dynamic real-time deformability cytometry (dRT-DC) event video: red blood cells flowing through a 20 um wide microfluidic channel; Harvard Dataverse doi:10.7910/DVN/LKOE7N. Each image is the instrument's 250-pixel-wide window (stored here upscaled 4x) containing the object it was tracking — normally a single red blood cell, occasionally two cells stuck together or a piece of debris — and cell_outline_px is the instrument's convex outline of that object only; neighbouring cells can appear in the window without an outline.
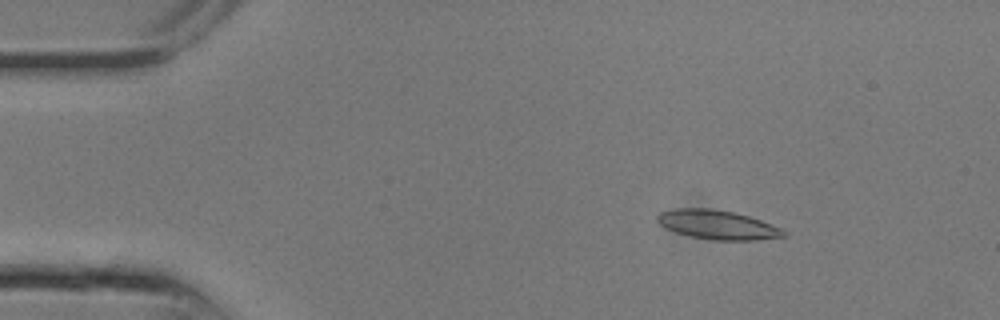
{"species": "common noctule bat (a hibernating species)", "species_latin": "Nyctalus noctula", "temperature_condition": "room temperature", "stored_images_in_passage": 17, "camera_frame_rate_fps": 3000, "um_per_image_px": 0.085, "animal": {"sex": "male", "body_mass_g": 13.3}, "frame": {"image": 1, "passage_image": 4, "time_ms": 1.0, "image_size_px": [1000, 320], "cell_outline_px": [[788, 236], [756, 240], [712, 240], [692, 236], [676, 232], [660, 224], [656, 220], [656, 216], [660, 212], [676, 208], [708, 208], [732, 212], [748, 216], [784, 228], [788, 232]], "centroid_in_image_um": [61.04, 19.11], "position_along_channel_um": 24.0, "area_um2": 21.44}}
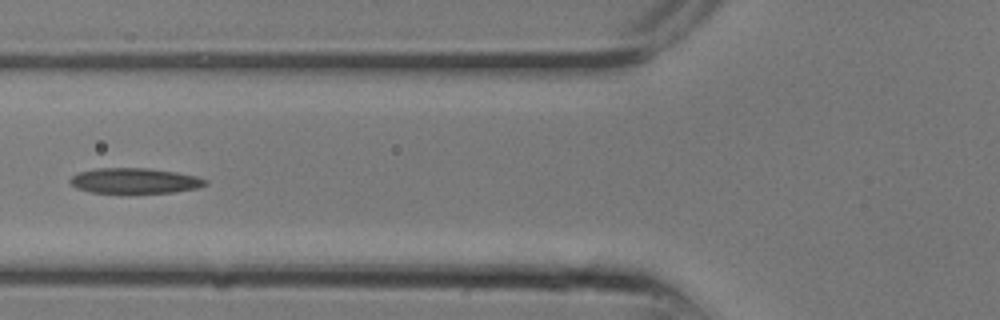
{"frame": {"image": 2, "passage_image": 10, "time_ms": 3.0, "image_size_px": [1000, 320], "cell_outline_px": [[208, 184], [196, 188], [176, 192], [128, 196], [92, 192], [76, 188], [68, 180], [72, 176], [80, 172], [96, 168], [148, 168], [176, 172], [196, 176], [208, 180]], "centroid_in_image_um": [11.45, 15.41], "position_along_channel_um": 114.3, "area_um2": 20.98}}
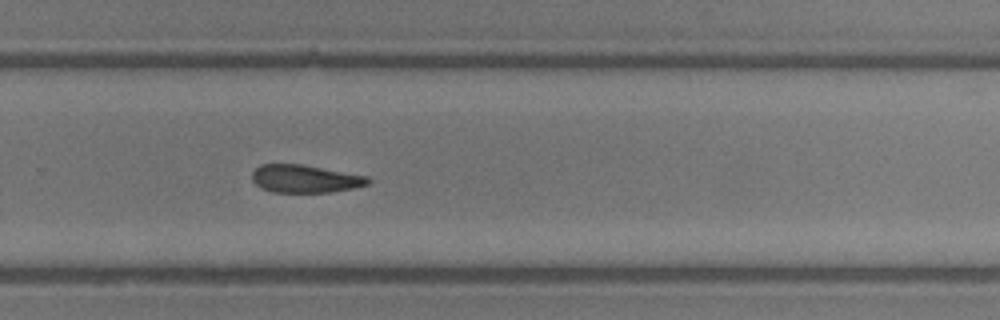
{"frame": {"image": 3, "passage_image": 17, "time_ms": 5.333, "image_size_px": [1000, 320], "cell_outline_px": [[372, 180], [368, 184], [352, 188], [332, 192], [272, 192], [260, 188], [252, 180], [252, 172], [260, 164], [304, 164], [368, 176]], "centroid_in_image_um": [25.93, 15.19], "position_along_channel_um": 303.9, "area_um2": 18.96}}